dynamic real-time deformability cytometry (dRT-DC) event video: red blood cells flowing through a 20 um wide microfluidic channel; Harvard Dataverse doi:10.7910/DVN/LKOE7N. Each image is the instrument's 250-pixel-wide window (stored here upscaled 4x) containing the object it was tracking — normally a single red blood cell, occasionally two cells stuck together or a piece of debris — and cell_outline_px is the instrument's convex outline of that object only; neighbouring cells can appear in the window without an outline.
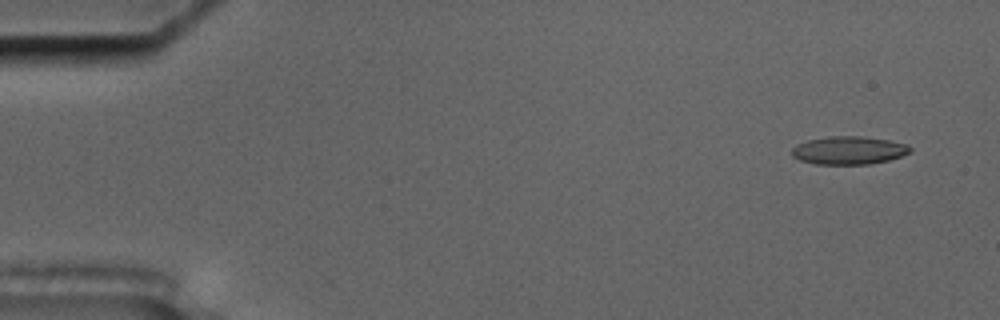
{"species": "common noctule bat (a hibernating species)", "species_latin": "Nyctalus noctula", "temperature_condition": "cold", "stored_images_in_passage": 57, "camera_frame_rate_fps": 3000, "um_per_image_px": 0.085, "animal": {"sex": "male", "body_mass_g": 17.5, "forearm_length_mm": 52.3}, "frame": {"image": 1, "passage_image": 4, "time_ms": 1.0, "image_size_px": [1000, 320], "cell_outline_px": [[912, 152], [888, 160], [868, 164], [816, 164], [800, 160], [792, 156], [792, 148], [796, 144], [808, 140], [828, 136], [860, 136], [888, 140], [908, 144], [912, 148]], "centroid_in_image_um": [72.15, 12.77], "position_along_channel_um": 12.9, "area_um2": 19.36}}
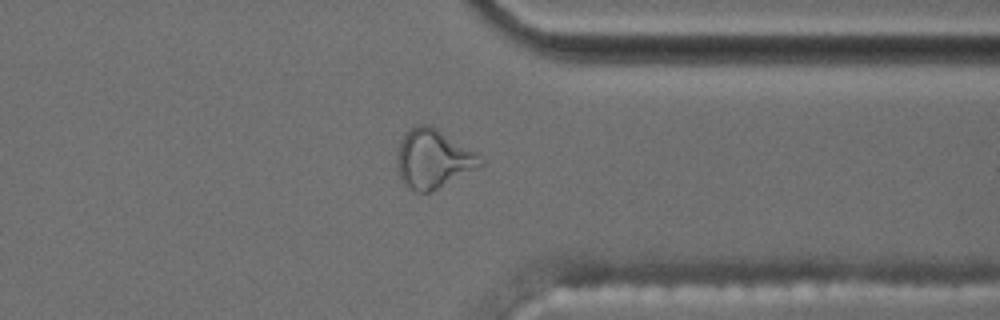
{"frame": {"image": 2, "passage_image": 45, "time_ms": 14.667, "image_size_px": [1000, 320], "cell_outline_px": [[484, 164], [428, 192], [416, 192], [400, 176], [396, 168], [396, 164], [400, 144], [404, 132], [416, 124], [428, 124], [436, 128], [476, 152], [484, 160]], "centroid_in_image_um": [36.81, 13.45], "position_along_channel_um": 374.6, "area_um2": 27.86}}
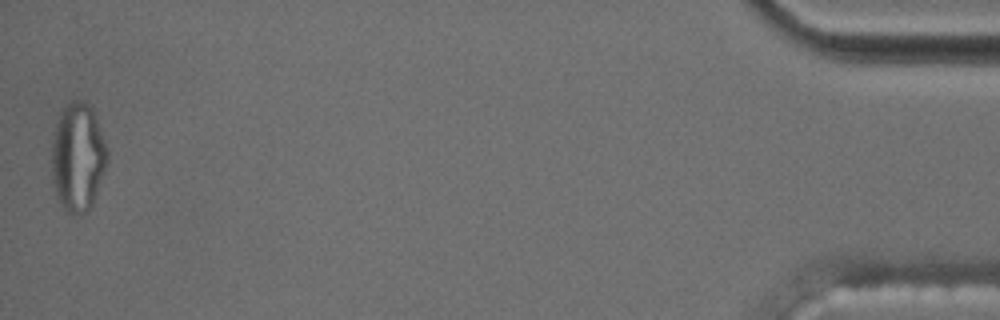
{"frame": {"image": 3, "passage_image": 57, "time_ms": 18.667, "image_size_px": [1000, 320], "cell_outline_px": [[108, 160], [104, 172], [92, 204], [80, 216], [68, 212], [64, 208], [56, 192], [52, 180], [52, 140], [56, 124], [60, 112], [68, 100], [88, 100], [92, 108], [108, 148]], "centroid_in_image_um": [6.62, 13.29], "position_along_channel_um": 428.6, "area_um2": 35.26}, "authors_computed_cell_mechanics": {"area_um2": 19.5364, "velocity_mm_per_s": 3.5522, "shape_relaxation_time_tau1_ms": null, "shape_relaxation_time_tau2_ms": 1.6629, "deformation_change_tau1": null, "deformation_change_tau2": 0.109}}